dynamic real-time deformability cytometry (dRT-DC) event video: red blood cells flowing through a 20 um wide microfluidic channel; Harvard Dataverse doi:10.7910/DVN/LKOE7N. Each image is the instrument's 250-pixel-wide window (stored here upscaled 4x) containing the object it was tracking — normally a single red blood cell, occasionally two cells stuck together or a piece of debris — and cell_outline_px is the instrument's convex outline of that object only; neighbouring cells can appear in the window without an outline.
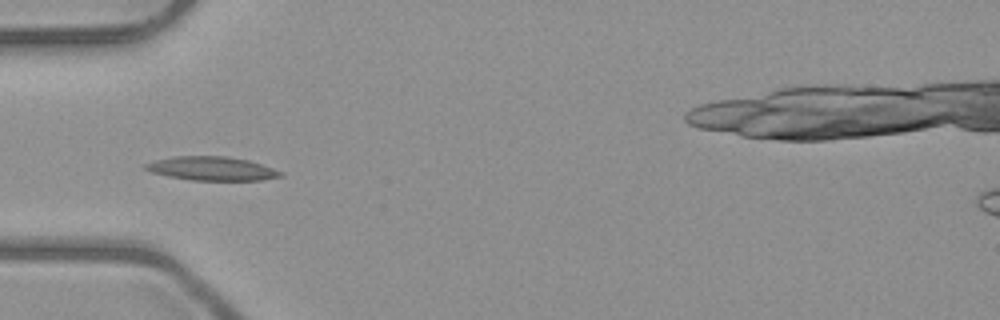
{"species": "common noctule bat (a hibernating species)", "species_latin": "Nyctalus noctula", "temperature_condition": "room temperature", "stored_images_in_passage": 5, "camera_frame_rate_fps": 3000, "um_per_image_px": 0.085, "animal": {"sex": "male", "body_mass_g": 23.1, "forearm_length_mm": 52.7}, "frame": {"image": 1, "passage_image": 5, "time_ms": 4.333, "image_size_px": [1000, 320], "cell_outline_px": [[284, 176], [264, 180], [192, 180], [168, 176], [152, 172], [144, 168], [144, 164], [156, 160], [172, 156], [224, 156], [248, 160], [284, 172]], "centroid_in_image_um": [18.02, 14.33], "position_along_channel_um": 67.0, "area_um2": 18.67}}